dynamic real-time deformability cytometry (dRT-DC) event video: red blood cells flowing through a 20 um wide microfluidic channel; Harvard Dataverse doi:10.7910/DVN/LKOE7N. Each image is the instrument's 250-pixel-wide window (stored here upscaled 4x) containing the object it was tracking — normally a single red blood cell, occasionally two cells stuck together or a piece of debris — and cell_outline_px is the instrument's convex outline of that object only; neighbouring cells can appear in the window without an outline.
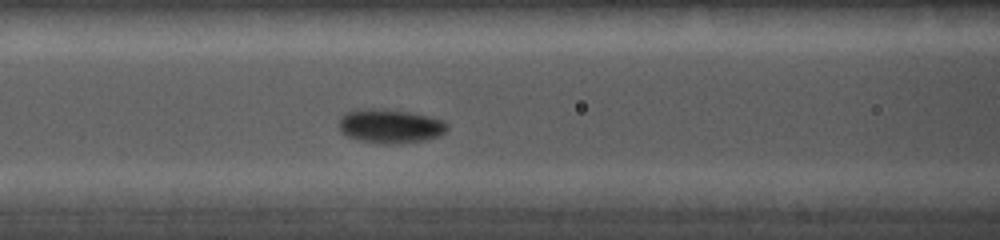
{"species": "common noctule bat (a hibernating species)", "species_latin": "Nyctalus noctula", "temperature_condition": "cold", "stored_images_in_passage": 22, "camera_frame_rate_fps": 5000, "um_per_image_px": 0.085, "animal": {"sex": "female", "body_mass_g": 19.0, "forearm_length_mm": 56.7}, "frame": {"image": 1, "passage_image": 8, "time_ms": 4.8, "image_size_px": [1000, 240], "cell_outline_px": [[448, 128], [440, 136], [424, 140], [396, 144], [380, 144], [360, 140], [348, 136], [340, 132], [340, 116], [344, 112], [352, 108], [372, 108], [408, 112], [428, 116], [444, 120], [448, 124]], "centroid_in_image_um": [33.13, 10.71], "position_along_channel_um": 133.5, "area_um2": 21.68}}
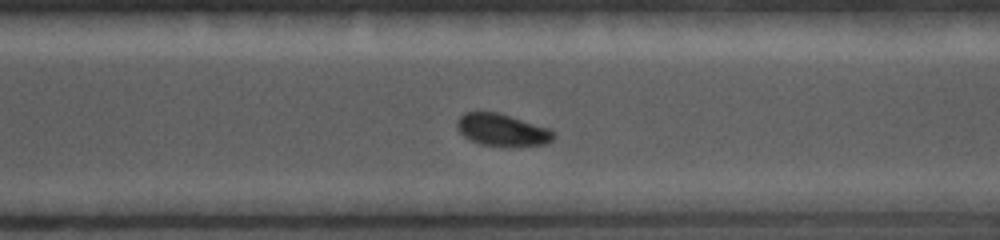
{"frame": {"image": 2, "passage_image": 16, "time_ms": 9.2, "image_size_px": [1000, 240], "cell_outline_px": [[556, 136], [548, 144], [480, 144], [464, 136], [460, 132], [456, 124], [456, 120], [464, 112], [496, 112], [552, 128]], "centroid_in_image_um": [42.7, 11.0], "position_along_channel_um": 327.9, "area_um2": 17.63}}
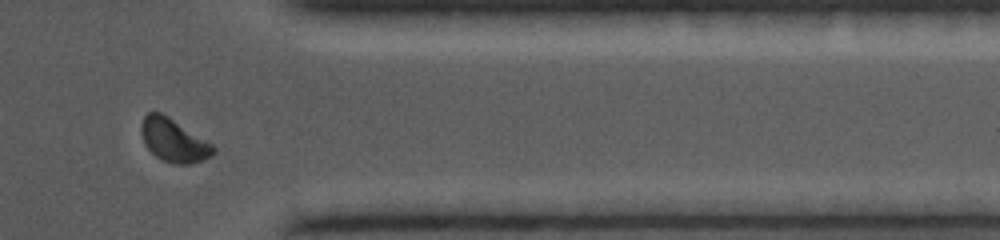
{"frame": {"image": 3, "passage_image": 19, "time_ms": 10.8, "image_size_px": [1000, 240], "cell_outline_px": [[216, 152], [212, 156], [192, 164], [172, 164], [156, 156], [144, 144], [140, 132], [140, 128], [144, 116], [148, 112], [160, 112], [168, 116], [212, 144], [216, 148]], "centroid_in_image_um": [14.76, 11.93], "position_along_channel_um": 396.6, "area_um2": 18.09}}